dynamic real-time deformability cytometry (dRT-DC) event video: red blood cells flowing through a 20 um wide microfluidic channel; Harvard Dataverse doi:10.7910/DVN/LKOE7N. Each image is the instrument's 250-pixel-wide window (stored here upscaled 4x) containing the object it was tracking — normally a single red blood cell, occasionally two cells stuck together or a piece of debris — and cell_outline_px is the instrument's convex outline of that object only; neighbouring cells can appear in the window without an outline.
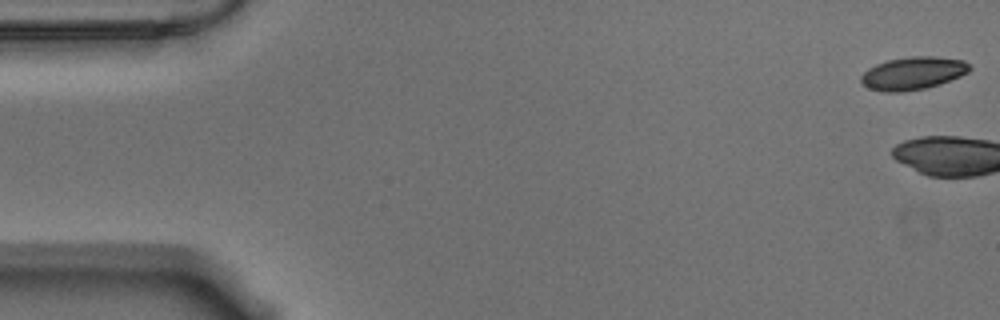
{"species": "Egyptian fruit bat (a non-hibernating species)", "species_latin": "Rousettus aegyptiacus", "temperature_condition": "warm", "stored_images_in_passage": 3, "camera_frame_rate_fps": 3000, "um_per_image_px": 0.085, "animal": {"sex": "male"}, "frame": {"image": 1, "passage_image": 1, "time_ms": 0.0, "image_size_px": [1000, 320], "cell_outline_px": [[972, 68], [968, 72], [960, 76], [940, 84], [924, 88], [904, 92], [880, 92], [868, 88], [860, 80], [860, 76], [868, 68], [876, 64], [888, 60], [912, 56], [936, 56], [964, 60], [972, 64]], "centroid_in_image_um": [77.62, 6.22], "position_along_channel_um": 7.4, "area_um2": 20.98}}